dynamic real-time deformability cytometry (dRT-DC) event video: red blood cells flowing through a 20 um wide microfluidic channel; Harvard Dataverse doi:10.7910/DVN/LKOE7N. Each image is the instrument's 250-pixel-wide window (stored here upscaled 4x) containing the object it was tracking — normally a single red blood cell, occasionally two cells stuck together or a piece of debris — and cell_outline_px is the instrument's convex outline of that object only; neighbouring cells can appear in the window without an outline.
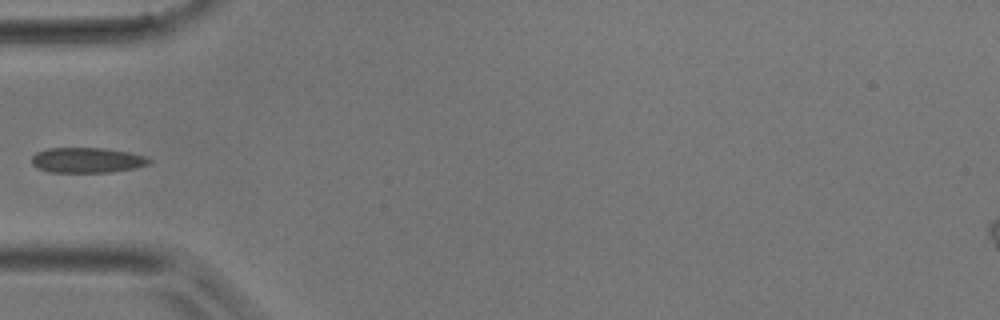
{"species": "common noctule bat (a hibernating species)", "species_latin": "Nyctalus noctula", "temperature_condition": "room temperature", "stored_images_in_passage": 5, "camera_frame_rate_fps": 3000, "um_per_image_px": 0.085, "animal": {"sex": "male", "body_mass_g": 17.9}, "frame": {"image": 1, "passage_image": 5, "time_ms": 1.333, "image_size_px": [1000, 320], "cell_outline_px": [[152, 160], [148, 164], [136, 168], [112, 172], [48, 172], [36, 168], [32, 164], [32, 156], [36, 152], [48, 148], [104, 148], [128, 152], [144, 156]], "centroid_in_image_um": [7.37, 13.62], "position_along_channel_um": 77.6, "area_um2": 17.34}}